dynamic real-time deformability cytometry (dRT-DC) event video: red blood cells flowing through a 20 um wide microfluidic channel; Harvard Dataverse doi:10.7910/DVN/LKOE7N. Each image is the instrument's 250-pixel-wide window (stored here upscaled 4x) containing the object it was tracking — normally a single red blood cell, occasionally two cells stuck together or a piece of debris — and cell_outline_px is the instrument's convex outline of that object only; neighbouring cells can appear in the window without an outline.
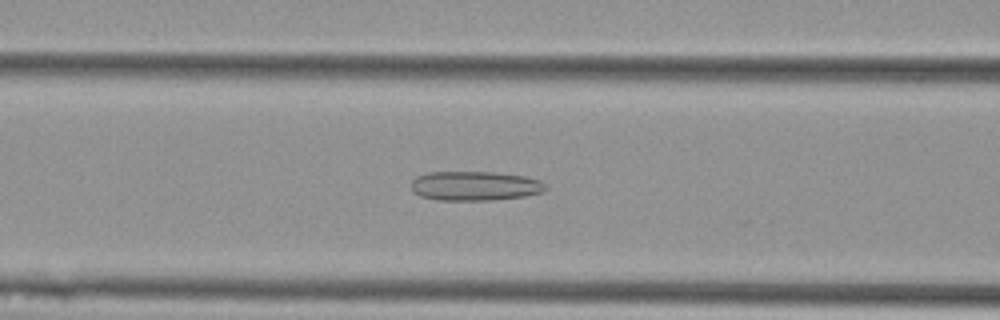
{"species": "Egyptian fruit bat (a non-hibernating species)", "species_latin": "Rousettus aegyptiacus", "temperature_condition": "cold", "stored_images_in_passage": 46, "camera_frame_rate_fps": 3000, "um_per_image_px": 0.085, "animal": {"sex": "female"}, "frame": {"image": 1, "passage_image": 13, "time_ms": 4.0, "image_size_px": [1000, 320], "cell_outline_px": [[548, 188], [544, 192], [524, 196], [492, 200], [436, 200], [420, 196], [412, 192], [412, 180], [416, 176], [428, 172], [492, 172], [524, 176], [540, 180]], "centroid_in_image_um": [40.35, 15.8], "position_along_channel_um": 126.2, "area_um2": 23.12}}
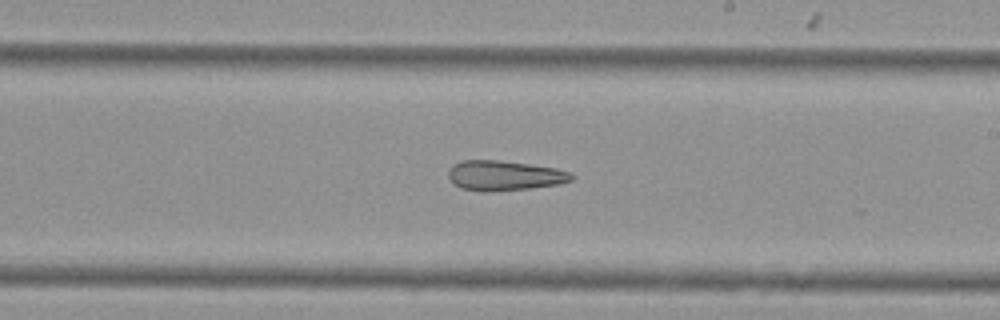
{"frame": {"image": 2, "passage_image": 23, "time_ms": 7.333, "image_size_px": [1000, 320], "cell_outline_px": [[576, 176], [572, 180], [560, 184], [532, 188], [488, 192], [460, 188], [448, 176], [448, 172], [452, 164], [460, 160], [500, 160], [556, 168], [572, 172]], "centroid_in_image_um": [42.91, 14.92], "position_along_channel_um": 246.1, "area_um2": 21.68}}
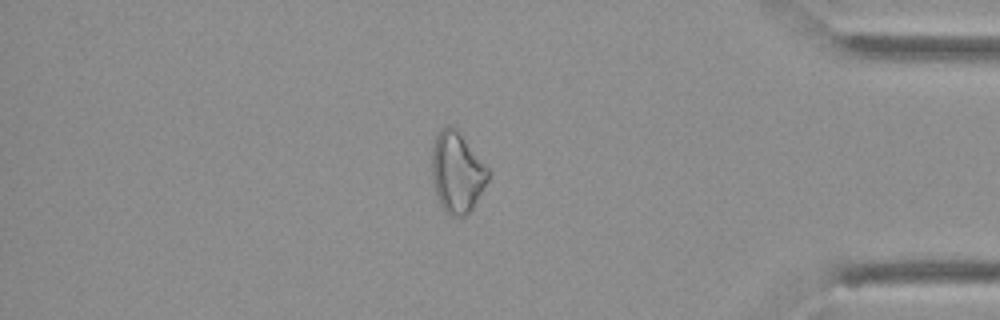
{"frame": {"image": 3, "passage_image": 38, "time_ms": 12.333, "image_size_px": [1000, 320], "cell_outline_px": [[488, 180], [484, 188], [472, 208], [464, 216], [448, 216], [444, 212], [440, 204], [432, 180], [432, 148], [436, 136], [440, 128], [448, 124], [452, 124], [456, 128], [488, 168]], "centroid_in_image_um": [38.82, 14.64], "position_along_channel_um": 396.4, "area_um2": 26.36}}